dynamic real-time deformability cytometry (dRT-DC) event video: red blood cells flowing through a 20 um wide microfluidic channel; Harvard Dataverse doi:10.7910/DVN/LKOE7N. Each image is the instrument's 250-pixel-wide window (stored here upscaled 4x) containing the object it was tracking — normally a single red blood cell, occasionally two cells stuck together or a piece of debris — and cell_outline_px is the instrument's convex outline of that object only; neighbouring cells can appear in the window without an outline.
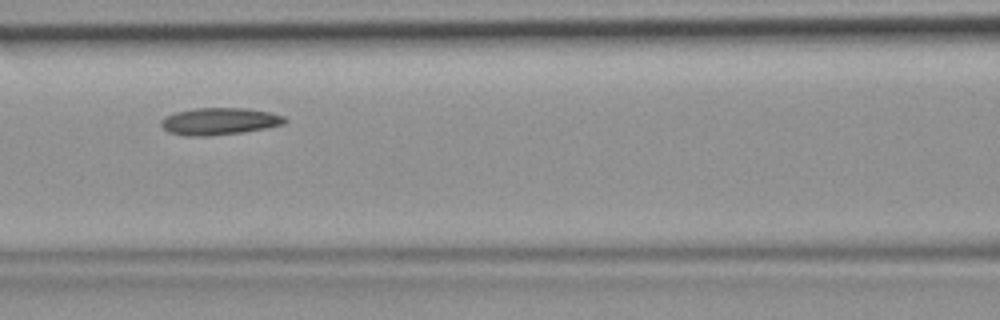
{"species": "common noctule bat (a hibernating species)", "species_latin": "Nyctalus noctula", "temperature_condition": "room temperature", "stored_images_in_passage": 4, "camera_frame_rate_fps": 3000, "um_per_image_px": 0.085, "animal": {"sex": "female", "body_mass_g": 19.9}, "frame": {"image": 1, "passage_image": 4, "time_ms": 1.0, "image_size_px": [1000, 320], "cell_outline_px": [[288, 120], [284, 124], [244, 132], [208, 136], [188, 136], [168, 132], [160, 124], [160, 120], [164, 116], [176, 112], [192, 108], [244, 108], [268, 112], [284, 116]], "centroid_in_image_um": [18.61, 10.31], "position_along_channel_um": 148.0, "area_um2": 19.54}}